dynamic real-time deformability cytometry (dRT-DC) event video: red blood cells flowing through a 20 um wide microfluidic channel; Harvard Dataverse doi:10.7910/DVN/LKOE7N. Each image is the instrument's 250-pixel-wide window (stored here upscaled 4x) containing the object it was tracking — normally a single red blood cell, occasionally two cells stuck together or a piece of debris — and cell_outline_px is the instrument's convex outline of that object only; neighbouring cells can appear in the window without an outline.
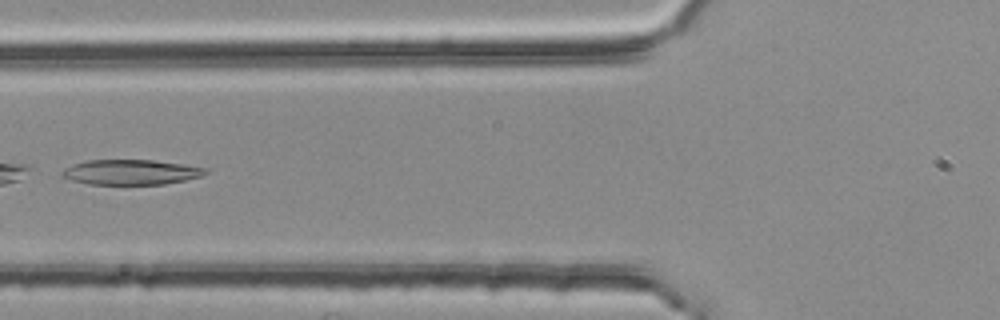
{"species": "common noctule bat (a hibernating species)", "species_latin": "Nyctalus noctula", "temperature_condition": "room temperature", "stored_images_in_passage": 3, "camera_frame_rate_fps": 3000, "um_per_image_px": 0.085, "animal": {"sex": "female", "body_mass_g": 25.1}, "frame": {"image": 1, "passage_image": 3, "time_ms": 0.667, "image_size_px": [1000, 320], "cell_outline_px": [[208, 172], [204, 176], [164, 184], [88, 184], [72, 180], [64, 176], [60, 172], [64, 168], [72, 164], [88, 160], [152, 160], [184, 164], [208, 168]], "centroid_in_image_um": [11.16, 14.63], "position_along_channel_um": 114.6, "area_um2": 20.98}}